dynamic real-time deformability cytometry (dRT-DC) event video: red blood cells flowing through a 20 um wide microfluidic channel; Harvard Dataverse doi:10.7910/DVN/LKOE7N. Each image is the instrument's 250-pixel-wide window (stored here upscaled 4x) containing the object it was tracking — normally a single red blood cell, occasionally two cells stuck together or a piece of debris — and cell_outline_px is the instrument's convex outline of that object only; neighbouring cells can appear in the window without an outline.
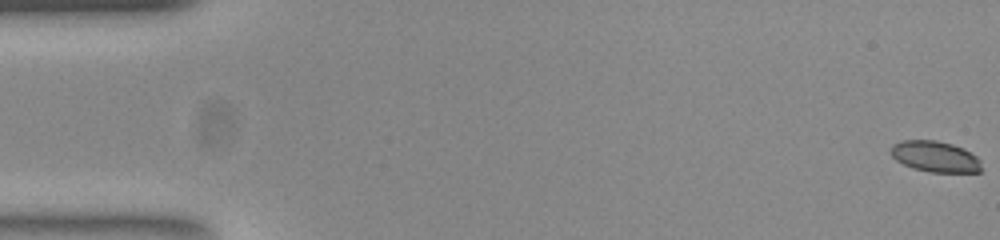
{"species": "common noctule bat (a hibernating species)", "species_latin": "Nyctalus noctula", "temperature_condition": "room temperature", "stored_images_in_passage": 53, "camera_frame_rate_fps": 3000, "um_per_image_px": 0.085, "animal": {"sex": "female", "body_mass_g": 23.0, "forearm_length_mm": 53.4}, "frame": {"image": 1, "passage_image": 1, "time_ms": 0.0, "image_size_px": [1000, 240], "cell_outline_px": [[980, 172], [928, 172], [912, 168], [896, 160], [892, 156], [892, 144], [900, 140], [936, 140], [952, 144], [964, 148], [976, 156], [980, 160]], "centroid_in_image_um": [79.48, 13.3], "position_along_channel_um": 5.5, "area_um2": 16.36}}
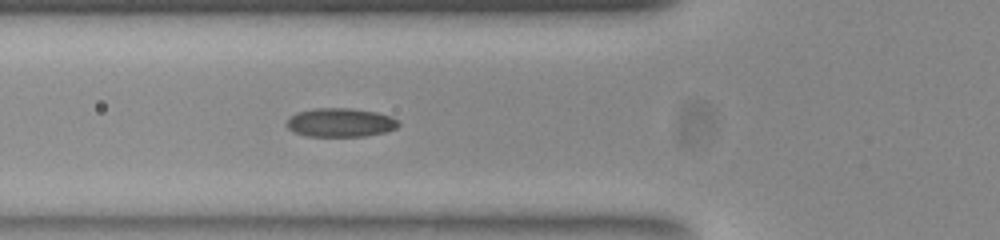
{"frame": {"image": 2, "passage_image": 19, "time_ms": 6.0, "image_size_px": [1000, 240], "cell_outline_px": [[400, 124], [396, 128], [384, 132], [364, 136], [308, 136], [296, 132], [288, 128], [288, 116], [296, 112], [312, 108], [352, 108], [376, 112], [392, 116], [400, 120]], "centroid_in_image_um": [28.96, 10.4], "position_along_channel_um": 96.8, "area_um2": 18.84}}
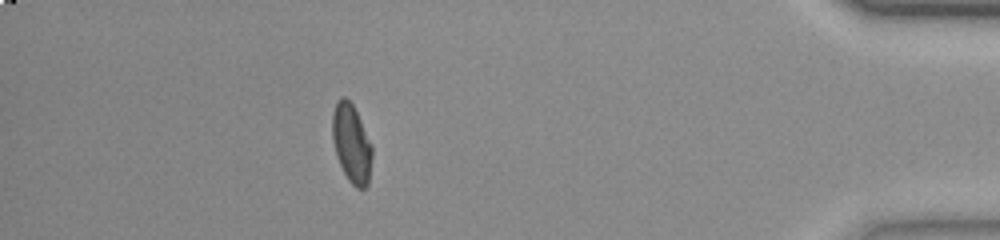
{"frame": {"image": 3, "passage_image": 47, "time_ms": 15.333, "image_size_px": [1000, 240], "cell_outline_px": [[372, 156], [368, 184], [364, 188], [356, 188], [348, 180], [336, 156], [332, 140], [332, 112], [336, 100], [340, 96], [344, 96], [352, 104], [372, 144]], "centroid_in_image_um": [29.86, 12.18], "position_along_channel_um": 405.3, "area_um2": 18.26}, "authors_computed_cell_mechanics": {"area_um2": 18.2648, "velocity_mm_per_s": 3.8748, "shape_relaxation_time_tau1_ms": null, "shape_relaxation_time_tau2_ms": 1.26, "deformation_change_tau1": null, "deformation_change_tau2": 0.0727}}